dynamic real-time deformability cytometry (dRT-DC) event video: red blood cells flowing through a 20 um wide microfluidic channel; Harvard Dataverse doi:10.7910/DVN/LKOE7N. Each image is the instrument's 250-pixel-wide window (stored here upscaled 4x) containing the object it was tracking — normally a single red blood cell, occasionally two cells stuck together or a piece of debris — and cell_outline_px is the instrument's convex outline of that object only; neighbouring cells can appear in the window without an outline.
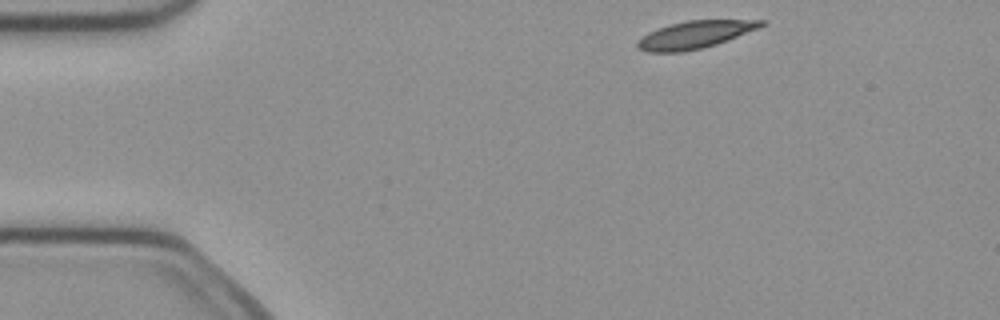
{"species": "common noctule bat (a hibernating species)", "species_latin": "Nyctalus noctula", "temperature_condition": "cold", "stored_images_in_passage": 4, "segment_of_instrument_passage": [1, 2], "camera_frame_rate_fps": 3000, "um_per_image_px": 0.085, "animal": {"sex": "female", "body_mass_g": 21.9}, "frame": {"image": 1, "passage_image": 1, "time_ms": 0.0, "image_size_px": [1000, 320], "cell_outline_px": [[764, 24], [760, 28], [728, 40], [704, 48], [680, 52], [648, 52], [640, 48], [636, 44], [648, 32], [656, 28], [668, 24], [688, 20], [764, 20]], "centroid_in_image_um": [59.08, 2.94], "position_along_channel_um": 25.9, "area_um2": 19.71}}
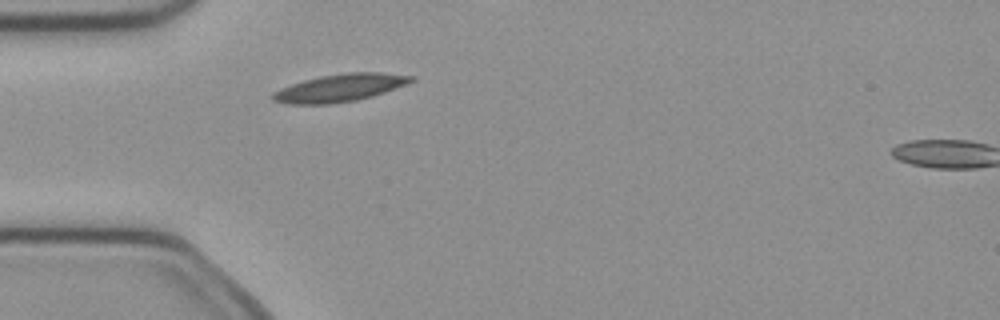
{"frame": {"image": 2, "passage_image": 3, "time_ms": 0.667, "image_size_px": [1000, 320], "cell_outline_px": [[416, 80], [384, 92], [372, 96], [356, 100], [328, 104], [288, 104], [272, 100], [272, 92], [280, 88], [304, 80], [320, 76], [344, 72], [380, 72], [416, 76]], "centroid_in_image_um": [28.89, 7.46], "position_along_channel_um": 56.1, "area_um2": 22.25}}